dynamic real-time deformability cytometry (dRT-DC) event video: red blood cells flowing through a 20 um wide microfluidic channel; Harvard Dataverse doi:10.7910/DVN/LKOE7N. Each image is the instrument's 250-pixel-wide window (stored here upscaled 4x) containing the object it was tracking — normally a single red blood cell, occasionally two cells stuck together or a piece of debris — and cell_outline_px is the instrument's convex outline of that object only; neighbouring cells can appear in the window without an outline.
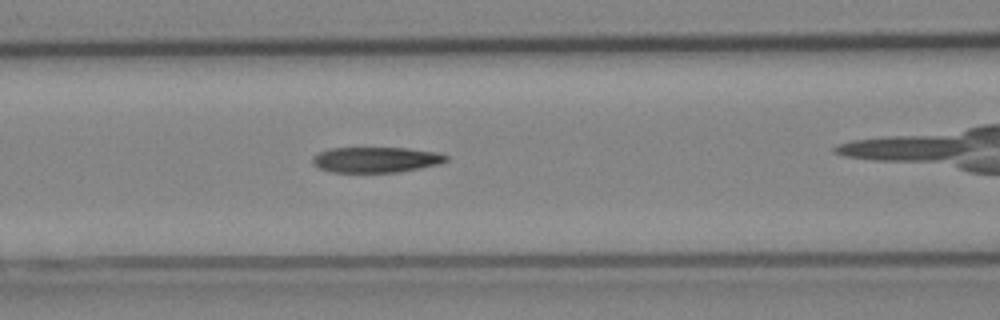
{"species": "Egyptian fruit bat (a non-hibernating species)", "species_latin": "Rousettus aegyptiacus", "temperature_condition": "cold", "stored_images_in_passage": 37, "camera_frame_rate_fps": 3000, "um_per_image_px": 0.085, "animal": {"sex": "female"}, "frame": {"image": 1, "passage_image": 11, "time_ms": 3.333, "image_size_px": [1000, 320], "cell_outline_px": [[448, 160], [440, 164], [420, 168], [396, 172], [332, 172], [320, 168], [312, 164], [312, 156], [320, 152], [332, 148], [408, 148], [436, 152], [448, 156]], "centroid_in_image_um": [31.96, 13.57], "position_along_channel_um": 134.6, "area_um2": 19.83}, "authors_computed_cell_mechanics": {"area_um2": 20.6924, "velocity_mm_per_s": 4.0631, "shape_relaxation_time_tau1_ms": 6.6965, "shape_relaxation_time_tau2_ms": 6.5442, "deformation_change_tau1": 0.21, "deformation_change_tau2": 0.1592}}